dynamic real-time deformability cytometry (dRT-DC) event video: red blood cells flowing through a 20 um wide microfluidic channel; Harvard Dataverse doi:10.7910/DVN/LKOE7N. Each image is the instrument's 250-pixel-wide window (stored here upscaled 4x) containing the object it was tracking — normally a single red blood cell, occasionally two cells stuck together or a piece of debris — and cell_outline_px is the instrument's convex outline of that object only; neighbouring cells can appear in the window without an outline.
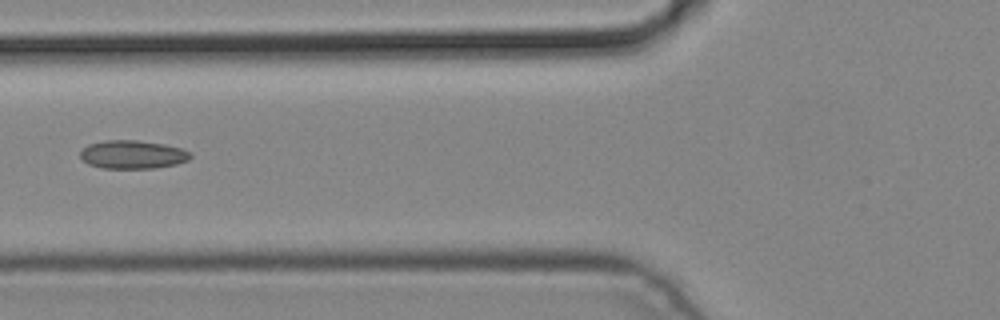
{"species": "common noctule bat (a hibernating species)", "species_latin": "Nyctalus noctula", "temperature_condition": "cold", "stored_images_in_passage": 3, "camera_frame_rate_fps": 3000, "um_per_image_px": 0.085, "animal": {"sex": "male", "body_mass_g": 19.2, "forearm_length_mm": 51.8}, "frame": {"image": 1, "passage_image": 3, "time_ms": 0.667, "image_size_px": [1000, 320], "cell_outline_px": [[192, 156], [188, 160], [176, 164], [156, 168], [104, 168], [88, 164], [80, 156], [80, 152], [88, 144], [104, 140], [136, 140], [164, 144], [180, 148], [192, 152]], "centroid_in_image_um": [11.29, 13.13], "position_along_channel_um": 114.5, "area_um2": 18.21}}